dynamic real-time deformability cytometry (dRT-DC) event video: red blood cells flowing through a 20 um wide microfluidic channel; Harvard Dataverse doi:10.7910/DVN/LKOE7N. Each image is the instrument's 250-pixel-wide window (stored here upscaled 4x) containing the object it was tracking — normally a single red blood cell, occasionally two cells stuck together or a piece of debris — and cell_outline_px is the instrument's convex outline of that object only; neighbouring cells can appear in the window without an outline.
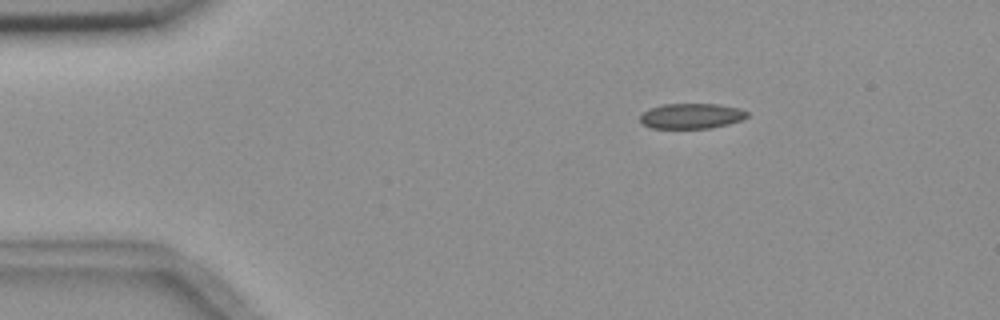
{"species": "common noctule bat (a hibernating species)", "species_latin": "Nyctalus noctula", "temperature_condition": "room temperature", "stored_images_in_passage": 3, "camera_frame_rate_fps": 3000, "um_per_image_px": 0.085, "animal": {"sex": "female", "body_mass_g": 18.4}, "frame": {"image": 1, "passage_image": 1, "time_ms": 0.0, "image_size_px": [1000, 320], "cell_outline_px": [[748, 116], [740, 120], [728, 124], [708, 128], [652, 128], [644, 124], [640, 120], [640, 112], [648, 108], [664, 104], [720, 104], [740, 108], [748, 112]], "centroid_in_image_um": [58.75, 9.85], "position_along_channel_um": 26.3, "area_um2": 15.84}}